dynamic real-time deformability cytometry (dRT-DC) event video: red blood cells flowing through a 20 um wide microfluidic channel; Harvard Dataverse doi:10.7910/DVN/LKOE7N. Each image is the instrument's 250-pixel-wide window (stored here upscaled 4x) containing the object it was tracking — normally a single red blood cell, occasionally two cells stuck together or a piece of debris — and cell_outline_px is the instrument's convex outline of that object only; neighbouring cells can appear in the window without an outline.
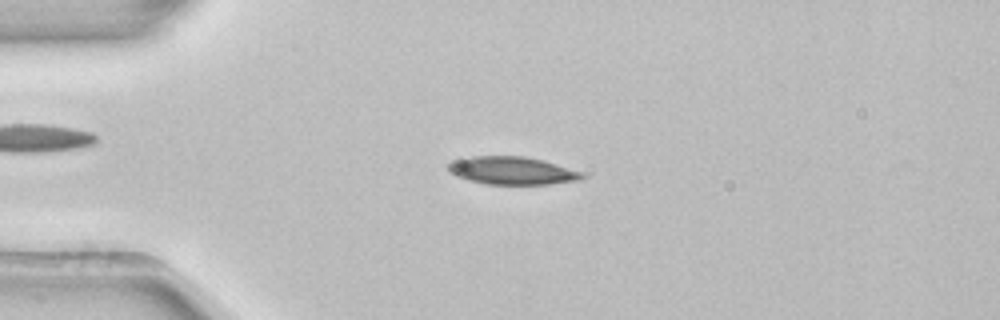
{"species": "common noctule bat (a hibernating species)", "species_latin": "Nyctalus noctula", "temperature_condition": "room temperature", "stored_images_in_passage": 52, "camera_frame_rate_fps": 3000, "um_per_image_px": 0.085, "animal": {"sex": "female", "body_mass_g": 22.7, "forearm_length_mm": 54.2}, "frame": {"image": 1, "passage_image": 12, "time_ms": 3.667, "image_size_px": [1000, 320], "cell_outline_px": [[588, 176], [580, 180], [548, 184], [484, 184], [456, 176], [448, 172], [448, 164], [452, 160], [468, 156], [524, 156], [556, 164], [584, 172]], "centroid_in_image_um": [43.52, 14.5], "position_along_channel_um": 41.5, "area_um2": 21.85}}
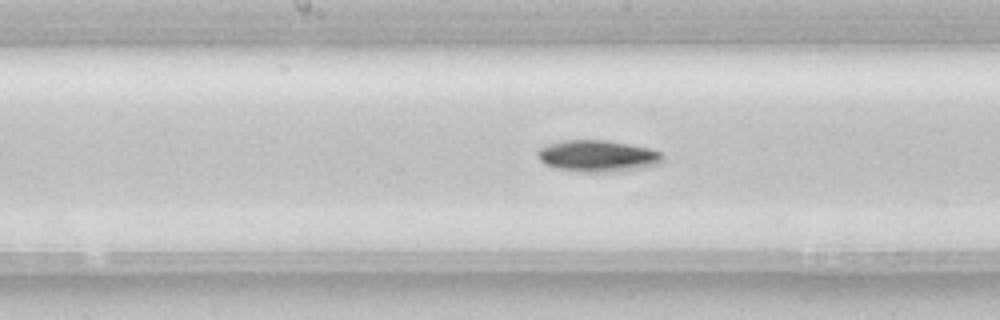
{"frame": {"image": 2, "passage_image": 26, "time_ms": 8.333, "image_size_px": [1000, 320], "cell_outline_px": [[664, 160], [660, 164], [620, 172], [580, 172], [556, 168], [544, 164], [536, 156], [536, 152], [540, 148], [548, 144], [564, 140], [608, 140], [648, 148], [660, 152], [664, 156]], "centroid_in_image_um": [50.8, 13.27], "position_along_channel_um": 197.4, "area_um2": 23.29}}
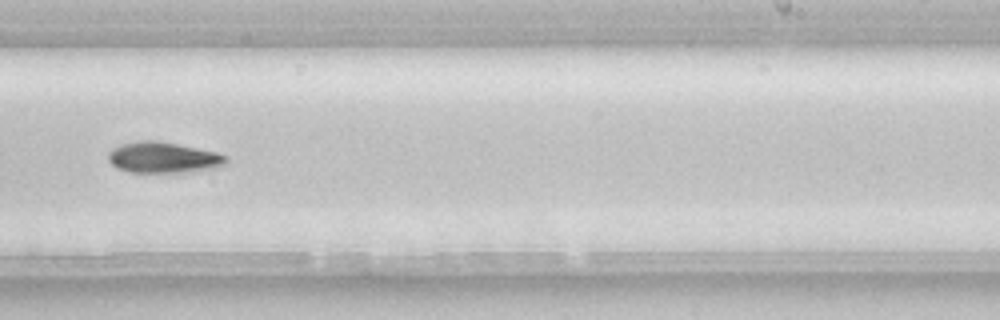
{"frame": {"image": 3, "passage_image": 32, "time_ms": 10.333, "image_size_px": [1000, 320], "cell_outline_px": [[228, 160], [224, 164], [196, 172], [132, 172], [116, 168], [108, 160], [108, 152], [112, 148], [120, 144], [140, 140], [156, 140], [216, 152], [228, 156]], "centroid_in_image_um": [13.84, 13.39], "position_along_channel_um": 275.2, "area_um2": 21.21}, "authors_computed_cell_mechanics": {"area_um2": 21.5305, "velocity_mm_per_s": 3.9093, "shape_relaxation_time_tau1_ms": 3.4119, "shape_relaxation_time_tau2_ms": null, "deformation_change_tau1": 0.0888, "deformation_change_tau2": null}}